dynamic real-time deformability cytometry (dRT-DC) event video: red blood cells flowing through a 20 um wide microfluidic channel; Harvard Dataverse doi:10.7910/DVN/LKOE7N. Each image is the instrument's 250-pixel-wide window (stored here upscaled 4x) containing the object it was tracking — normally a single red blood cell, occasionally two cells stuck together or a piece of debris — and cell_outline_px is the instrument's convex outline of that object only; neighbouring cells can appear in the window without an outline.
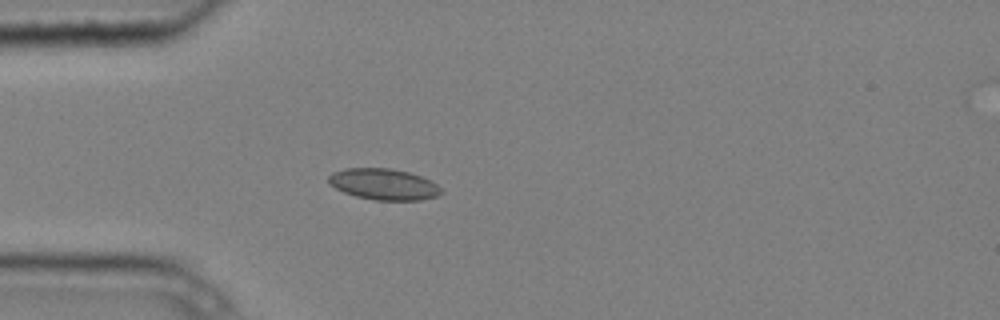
{"species": "common noctule bat (a hibernating species)", "species_latin": "Nyctalus noctula", "temperature_condition": "cold", "stored_images_in_passage": 3, "camera_frame_rate_fps": 3000, "um_per_image_px": 0.085, "animal": {"sex": "male", "body_mass_g": 20.4}, "frame": {"image": 1, "passage_image": 3, "time_ms": 0.667, "image_size_px": [1000, 320], "cell_outline_px": [[444, 192], [436, 196], [420, 200], [376, 200], [356, 196], [344, 192], [328, 184], [328, 176], [332, 172], [344, 168], [388, 168], [408, 172], [420, 176], [436, 184]], "centroid_in_image_um": [32.58, 15.66], "position_along_channel_um": 52.4, "area_um2": 20.35}}